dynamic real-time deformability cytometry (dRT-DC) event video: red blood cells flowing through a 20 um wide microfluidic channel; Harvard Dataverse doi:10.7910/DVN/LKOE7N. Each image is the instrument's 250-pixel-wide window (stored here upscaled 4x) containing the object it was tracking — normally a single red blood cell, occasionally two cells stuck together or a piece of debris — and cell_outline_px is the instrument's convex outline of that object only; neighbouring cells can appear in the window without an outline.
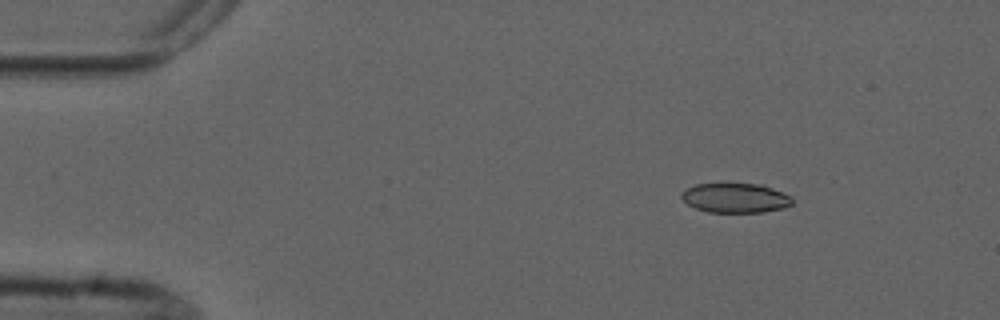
{"species": "common noctule bat (a hibernating species)", "species_latin": "Nyctalus noctula", "temperature_condition": "cold", "stored_images_in_passage": 4, "camera_frame_rate_fps": 3000, "um_per_image_px": 0.085, "animal": {"sex": "male", "forearm_length_mm": 52.5}, "frame": {"image": 1, "passage_image": 2, "time_ms": 1.333, "image_size_px": [1000, 320], "cell_outline_px": [[792, 204], [784, 208], [764, 212], [708, 212], [696, 208], [688, 204], [680, 196], [688, 188], [696, 184], [764, 184], [792, 196]], "centroid_in_image_um": [62.56, 16.83], "position_along_channel_um": 22.4, "area_um2": 19.02}}